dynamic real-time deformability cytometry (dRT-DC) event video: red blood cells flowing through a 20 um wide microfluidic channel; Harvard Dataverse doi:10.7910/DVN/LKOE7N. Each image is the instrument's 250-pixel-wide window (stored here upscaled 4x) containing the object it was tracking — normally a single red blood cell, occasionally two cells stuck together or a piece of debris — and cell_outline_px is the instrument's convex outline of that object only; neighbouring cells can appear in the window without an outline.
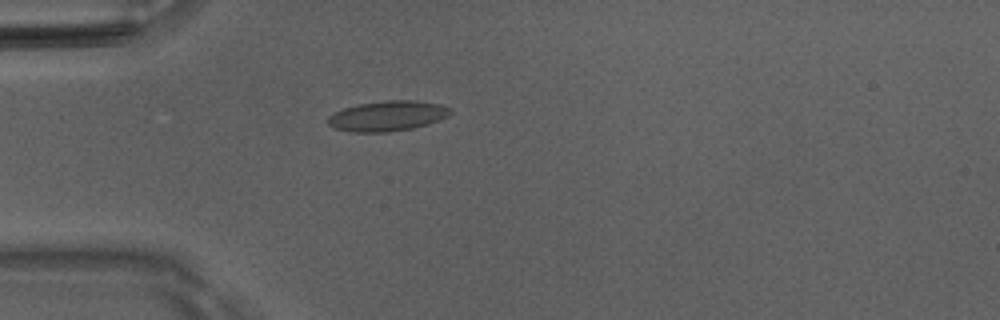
{"species": "Egyptian fruit bat (a non-hibernating species)", "species_latin": "Rousettus aegyptiacus", "temperature_condition": "room temperature", "stored_images_in_passage": 30, "camera_frame_rate_fps": 3000, "um_per_image_px": 0.085, "animal": {"sex": "male"}, "frame": {"image": 1, "passage_image": 1, "time_ms": 0.0, "image_size_px": [1000, 320], "cell_outline_px": [[452, 112], [448, 116], [440, 120], [428, 124], [412, 128], [388, 132], [352, 132], [336, 128], [328, 124], [328, 116], [344, 108], [360, 104], [388, 100], [412, 100], [440, 104], [448, 108]], "centroid_in_image_um": [32.95, 9.86], "position_along_channel_um": 52.0, "area_um2": 21.33}, "authors_computed_cell_mechanics": {"area_um2": 19.7965, "velocity_mm_per_s": 4.0779, "shape_relaxation_time_tau1_ms": 6.7412, "shape_relaxation_time_tau2_ms": 1.2571, "deformation_change_tau1": 0.1182, "deformation_change_tau2": 0.0645}}